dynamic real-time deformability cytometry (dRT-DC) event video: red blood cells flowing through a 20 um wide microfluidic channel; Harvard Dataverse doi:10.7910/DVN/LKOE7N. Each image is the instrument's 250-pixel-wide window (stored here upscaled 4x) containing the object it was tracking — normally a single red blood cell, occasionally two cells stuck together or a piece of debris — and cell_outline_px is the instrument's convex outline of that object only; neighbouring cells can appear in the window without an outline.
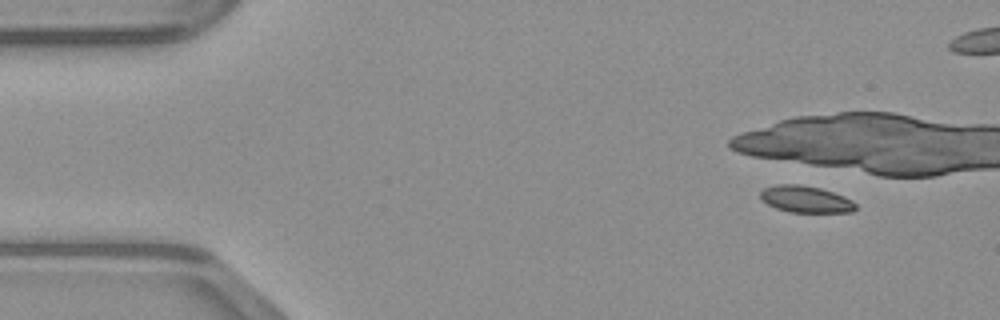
{"species": "common noctule bat (a hibernating species)", "species_latin": "Nyctalus noctula", "temperature_condition": "warm", "stored_images_in_passage": 6, "camera_frame_rate_fps": 3000, "um_per_image_px": 0.085, "animal": {"sex": "male", "body_mass_g": 23.1, "forearm_length_mm": 52.7}, "frame": {"image": 1, "passage_image": 4, "time_ms": 1.0, "image_size_px": [1000, 320], "cell_outline_px": [[856, 208], [852, 212], [788, 212], [776, 208], [760, 200], [760, 192], [764, 188], [780, 184], [800, 184], [820, 188], [844, 196], [852, 200], [856, 204]], "centroid_in_image_um": [68.47, 16.93], "position_along_channel_um": 16.5, "area_um2": 14.85}}